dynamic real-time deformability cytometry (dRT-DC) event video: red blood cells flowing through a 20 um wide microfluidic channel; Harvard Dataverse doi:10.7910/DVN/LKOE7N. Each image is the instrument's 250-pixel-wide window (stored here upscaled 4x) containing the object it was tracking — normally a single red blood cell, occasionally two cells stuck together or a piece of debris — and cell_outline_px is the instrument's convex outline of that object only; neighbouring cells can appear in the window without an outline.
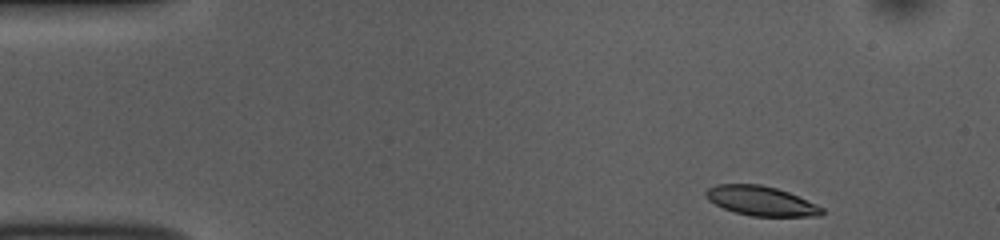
{"species": "common noctule bat (a hibernating species)", "species_latin": "Nyctalus noctula", "temperature_condition": "room temperature", "stored_images_in_passage": 48, "camera_frame_rate_fps": 3000, "um_per_image_px": 0.085, "animal": {"sex": "female", "body_mass_g": 10.0, "forearm_length_mm": 53.1}, "frame": {"image": 1, "passage_image": 1, "time_ms": 0.0, "image_size_px": [1000, 240], "cell_outline_px": [[824, 212], [820, 216], [752, 216], [736, 212], [724, 208], [708, 200], [704, 196], [704, 192], [708, 188], [716, 184], [760, 184], [776, 188], [788, 192], [816, 204], [824, 208]], "centroid_in_image_um": [64.68, 17.07], "position_along_channel_um": 20.3, "area_um2": 19.88}}
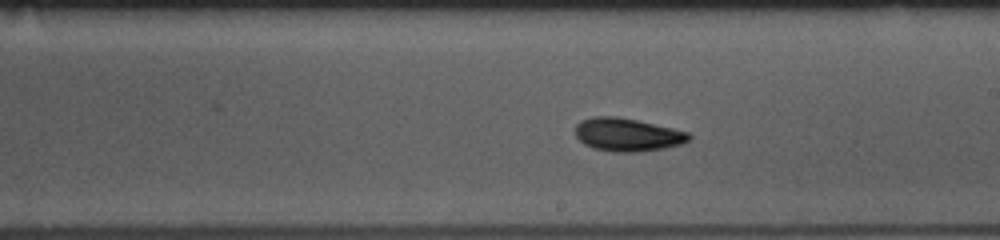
{"frame": {"image": 2, "passage_image": 25, "time_ms": 8.0, "image_size_px": [1000, 240], "cell_outline_px": [[692, 136], [688, 140], [680, 144], [664, 148], [640, 152], [612, 152], [592, 148], [584, 144], [576, 136], [576, 124], [580, 120], [592, 116], [616, 116], [636, 120], [672, 128], [688, 132]], "centroid_in_image_um": [53.29, 11.45], "position_along_channel_um": 235.7, "area_um2": 21.96}}
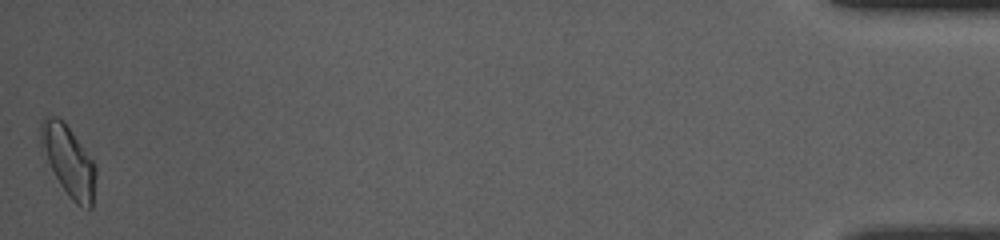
{"frame": {"image": 3, "passage_image": 48, "time_ms": 15.667, "image_size_px": [1000, 240], "cell_outline_px": [[96, 176], [92, 208], [88, 212], [80, 208], [68, 196], [60, 184], [40, 144], [40, 124], [44, 116], [56, 116], [64, 120], [96, 164]], "centroid_in_image_um": [5.86, 13.69], "position_along_channel_um": 429.3, "area_um2": 22.77}, "authors_computed_cell_mechanics": {"area_um2": 20.6924, "velocity_mm_per_s": 3.7356, "shape_relaxation_time_tau1_ms": 4.5864, "shape_relaxation_time_tau2_ms": 7.5047, "deformation_change_tau1": 0.1406, "deformation_change_tau2": 0.1423}}